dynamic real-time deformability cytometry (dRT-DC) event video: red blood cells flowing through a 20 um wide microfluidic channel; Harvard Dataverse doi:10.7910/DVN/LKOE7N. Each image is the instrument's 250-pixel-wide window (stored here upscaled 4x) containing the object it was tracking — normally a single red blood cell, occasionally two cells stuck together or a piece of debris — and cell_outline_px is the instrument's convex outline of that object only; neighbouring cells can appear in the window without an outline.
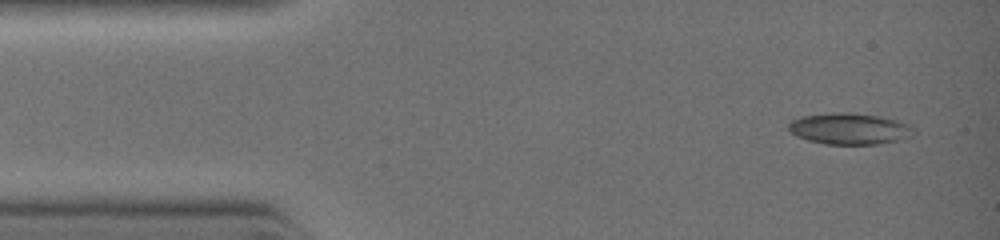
{"species": "common noctule bat (a hibernating species)", "species_latin": "Nyctalus noctula", "temperature_condition": "warm", "stored_images_in_passage": 3, "camera_frame_rate_fps": 3000, "um_per_image_px": 0.085, "animal": {"sex": "female", "body_mass_g": 19.0, "forearm_length_mm": 51.5}, "frame": {"image": 1, "passage_image": 1, "time_ms": 0.0, "image_size_px": [1000, 240], "cell_outline_px": [[916, 136], [900, 140], [876, 144], [828, 144], [808, 140], [796, 136], [788, 128], [788, 124], [792, 120], [804, 116], [832, 112], [848, 112], [880, 116], [896, 120], [908, 124], [916, 128]], "centroid_in_image_um": [72.28, 10.94], "position_along_channel_um": 12.7, "area_um2": 23.0}}